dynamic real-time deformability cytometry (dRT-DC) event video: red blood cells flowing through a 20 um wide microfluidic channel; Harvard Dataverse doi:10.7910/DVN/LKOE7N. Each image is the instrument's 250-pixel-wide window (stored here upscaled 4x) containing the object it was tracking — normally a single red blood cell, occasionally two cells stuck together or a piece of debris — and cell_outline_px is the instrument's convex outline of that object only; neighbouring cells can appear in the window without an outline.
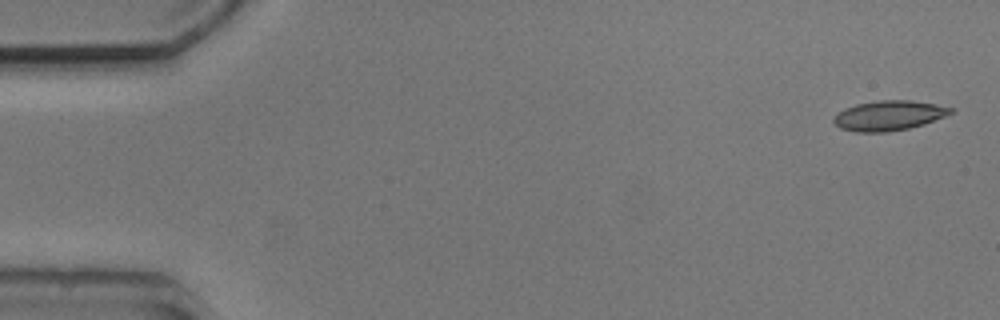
{"species": "common noctule bat (a hibernating species)", "species_latin": "Nyctalus noctula", "temperature_condition": "cold", "stored_images_in_passage": 4, "segment_of_instrument_passage": [2, 2], "camera_frame_rate_fps": 3000, "um_per_image_px": 0.085, "animal": {"sex": "male", "body_mass_g": 20.5, "forearm_length_mm": 52.5}, "frame": {"image": 1, "passage_image": 4, "time_ms": 4.667, "image_size_px": [1000, 320], "cell_outline_px": [[956, 108], [952, 112], [944, 116], [924, 124], [908, 128], [888, 132], [856, 132], [840, 128], [832, 120], [844, 108], [856, 104], [880, 100], [912, 100], [936, 104]], "centroid_in_image_um": [75.57, 9.81], "position_along_channel_um": 9.4, "area_um2": 20.29}}